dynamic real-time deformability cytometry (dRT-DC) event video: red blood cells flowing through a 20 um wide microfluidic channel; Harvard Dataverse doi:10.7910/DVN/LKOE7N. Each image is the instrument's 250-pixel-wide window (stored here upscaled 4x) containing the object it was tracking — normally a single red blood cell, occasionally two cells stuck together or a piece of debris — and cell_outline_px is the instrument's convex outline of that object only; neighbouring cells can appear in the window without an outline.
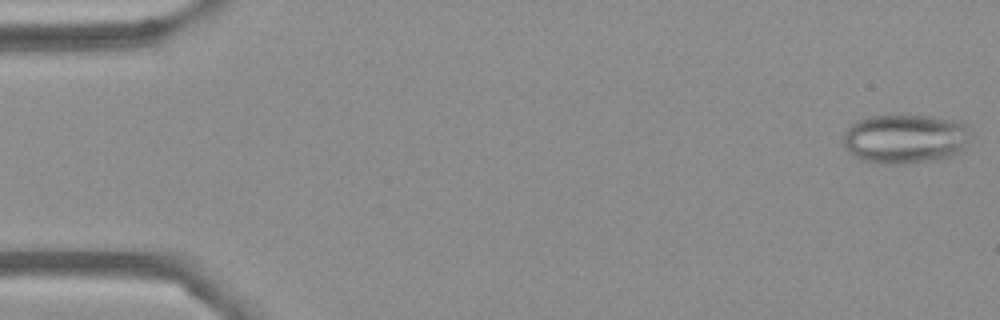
{"species": "Egyptian fruit bat (a non-hibernating species)", "species_latin": "Rousettus aegyptiacus", "temperature_condition": "cold", "stored_images_in_passage": 54, "camera_frame_rate_fps": 3000, "um_per_image_px": 0.085, "frame": {"image": 1, "passage_image": 1, "time_ms": 0.0, "image_size_px": [1000, 320], "cell_outline_px": [[972, 136], [960, 156], [904, 164], [876, 164], [860, 160], [852, 156], [848, 152], [844, 144], [844, 132], [856, 120], [868, 116], [928, 116], [960, 120], [972, 128]], "centroid_in_image_um": [77.02, 11.81], "position_along_channel_um": 8.0, "area_um2": 37.69}}
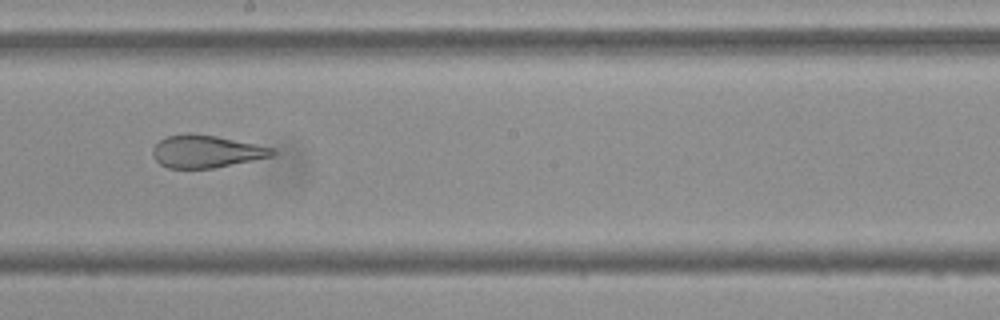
{"frame": {"image": 2, "passage_image": 30, "time_ms": 9.667, "image_size_px": [1000, 320], "cell_outline_px": [[276, 156], [212, 168], [168, 168], [160, 164], [152, 156], [152, 148], [160, 140], [168, 136], [184, 132], [188, 132], [216, 136], [256, 144], [272, 148], [276, 152]], "centroid_in_image_um": [17.52, 12.87], "position_along_channel_um": 230.7, "area_um2": 22.77}}
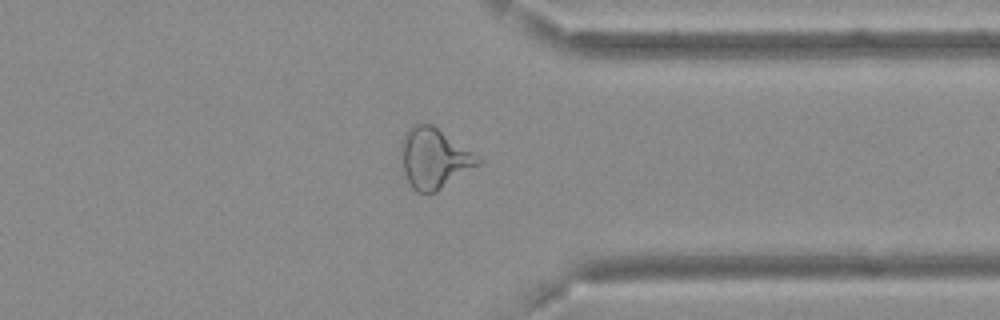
{"frame": {"image": 3, "passage_image": 42, "time_ms": 13.667, "image_size_px": [1000, 320], "cell_outline_px": [[484, 160], [480, 164], [436, 192], [416, 192], [412, 188], [404, 172], [400, 148], [400, 144], [408, 128], [412, 124], [432, 124], [480, 156]], "centroid_in_image_um": [36.91, 13.44], "position_along_channel_um": 374.5, "area_um2": 26.99}, "authors_computed_cell_mechanics": {"area_um2": 28.5821, "velocity_mm_per_s": 3.692, "shape_relaxation_time_tau1_ms": null, "shape_relaxation_time_tau2_ms": 1.3418, "deformation_change_tau1": null, "deformation_change_tau2": 0.0933}}